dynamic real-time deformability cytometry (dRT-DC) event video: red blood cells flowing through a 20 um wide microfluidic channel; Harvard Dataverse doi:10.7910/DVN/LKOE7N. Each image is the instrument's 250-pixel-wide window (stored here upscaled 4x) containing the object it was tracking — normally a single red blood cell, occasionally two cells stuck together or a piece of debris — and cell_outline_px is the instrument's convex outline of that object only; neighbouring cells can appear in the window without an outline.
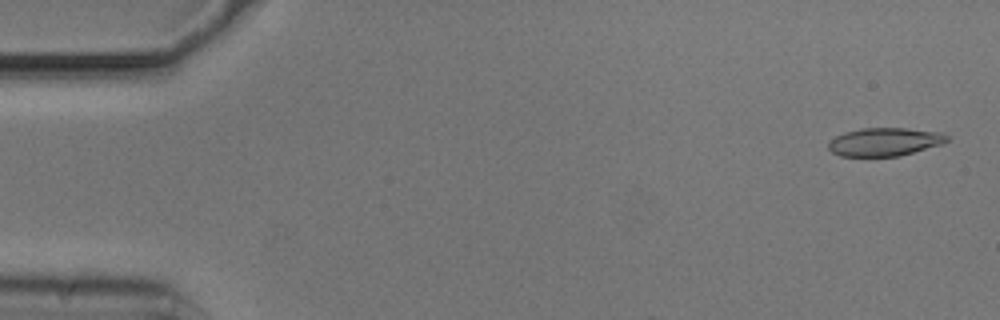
{"species": "common noctule bat (a hibernating species)", "species_latin": "Nyctalus noctula", "temperature_condition": "cold", "stored_images_in_passage": 11, "camera_frame_rate_fps": 3000, "um_per_image_px": 0.085, "animal": {"sex": "male", "body_mass_g": 20.5, "forearm_length_mm": 52.5}, "frame": {"image": 1, "passage_image": 2, "time_ms": 0.333, "image_size_px": [1000, 320], "cell_outline_px": [[948, 140], [940, 144], [900, 156], [840, 156], [832, 152], [828, 148], [828, 140], [844, 132], [864, 128], [904, 128], [940, 132], [948, 136]], "centroid_in_image_um": [75.14, 12.06], "position_along_channel_um": 9.9, "area_um2": 19.36}}